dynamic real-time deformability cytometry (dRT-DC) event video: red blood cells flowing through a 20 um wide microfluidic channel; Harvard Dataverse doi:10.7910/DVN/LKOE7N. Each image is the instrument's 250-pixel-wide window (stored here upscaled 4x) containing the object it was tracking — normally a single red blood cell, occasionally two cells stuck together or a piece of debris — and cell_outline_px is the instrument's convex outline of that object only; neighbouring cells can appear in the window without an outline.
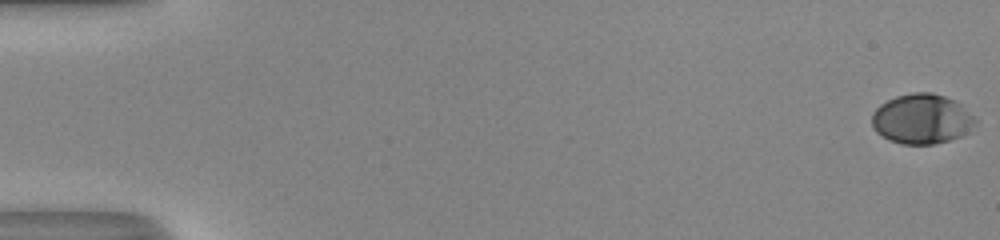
{"species": "human", "species_latin": "Homo sapiens", "temperature_condition": "room temperature", "stored_images_in_passage": 53, "camera_frame_rate_fps": 3000, "um_per_image_px": 0.085, "donor": {"sex": "male"}, "frame": {"image": 1, "passage_image": 1, "time_ms": 0.0, "image_size_px": [1000, 240], "cell_outline_px": [[980, 120], [972, 132], [948, 140], [932, 144], [900, 144], [888, 140], [876, 132], [872, 128], [872, 112], [880, 104], [896, 96], [912, 92], [932, 92], [956, 100], [976, 116]], "centroid_in_image_um": [78.41, 10.11], "position_along_channel_um": 6.6, "area_um2": 30.81}}
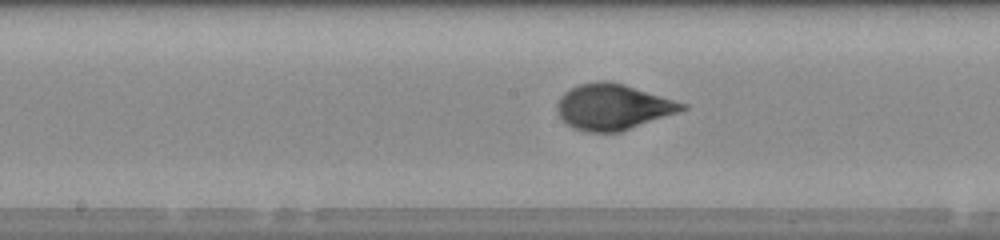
{"frame": {"image": 2, "passage_image": 29, "time_ms": 9.333, "image_size_px": [1000, 240], "cell_outline_px": [[688, 108], [620, 132], [584, 132], [572, 128], [560, 116], [556, 108], [556, 104], [560, 96], [564, 92], [580, 84], [596, 80], [608, 80], [624, 84], [688, 104]], "centroid_in_image_um": [52.07, 9.08], "position_along_channel_um": 196.1, "area_um2": 33.23}}
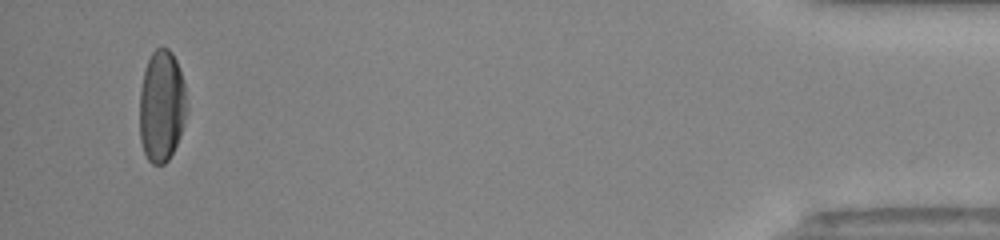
{"frame": {"image": 3, "passage_image": 51, "time_ms": 16.667, "image_size_px": [1000, 240], "cell_outline_px": [[188, 112], [180, 136], [168, 160], [164, 164], [152, 164], [148, 160], [144, 152], [140, 140], [140, 88], [144, 68], [152, 52], [156, 48], [168, 48], [172, 52], [176, 60], [184, 80], [188, 108]], "centroid_in_image_um": [13.75, 9.0], "position_along_channel_um": 421.4, "area_um2": 31.15}, "authors_computed_cell_mechanics": {"area_um2": 31.1542, "velocity_mm_per_s": 4.1264, "shape_relaxation_time_tau1_ms": 3.9851, "shape_relaxation_time_tau2_ms": null, "deformation_change_tau1": 0.1788, "deformation_change_tau2": null}}